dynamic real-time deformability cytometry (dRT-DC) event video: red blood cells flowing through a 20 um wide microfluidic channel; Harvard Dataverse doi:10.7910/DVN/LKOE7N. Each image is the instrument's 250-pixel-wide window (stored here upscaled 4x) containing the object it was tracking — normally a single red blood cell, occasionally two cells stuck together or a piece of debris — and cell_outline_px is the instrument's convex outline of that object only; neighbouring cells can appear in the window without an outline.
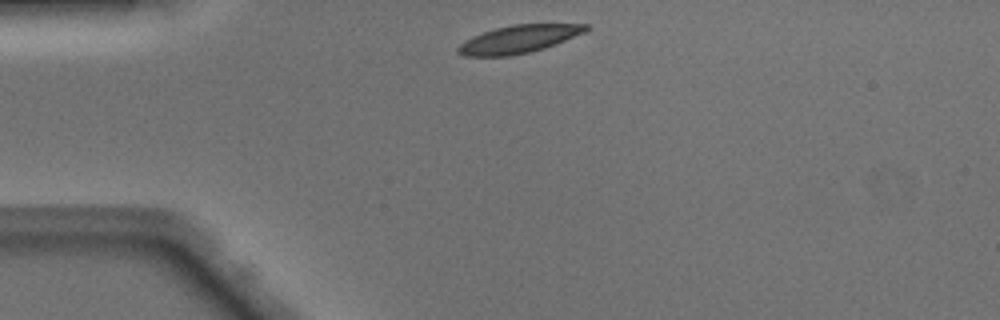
{"species": "Egyptian fruit bat (a non-hibernating species)", "species_latin": "Rousettus aegyptiacus", "temperature_condition": "warm", "stored_images_in_passage": 38, "camera_frame_rate_fps": 3000, "um_per_image_px": 0.085, "animal": {"sex": "male"}, "frame": {"image": 1, "passage_image": 1, "time_ms": 0.0, "image_size_px": [1000, 320], "cell_outline_px": [[588, 28], [584, 32], [544, 48], [512, 56], [464, 56], [456, 52], [456, 48], [464, 40], [472, 36], [496, 28], [512, 24], [588, 24]], "centroid_in_image_um": [44.02, 3.33], "position_along_channel_um": 41.0, "area_um2": 20.52}}
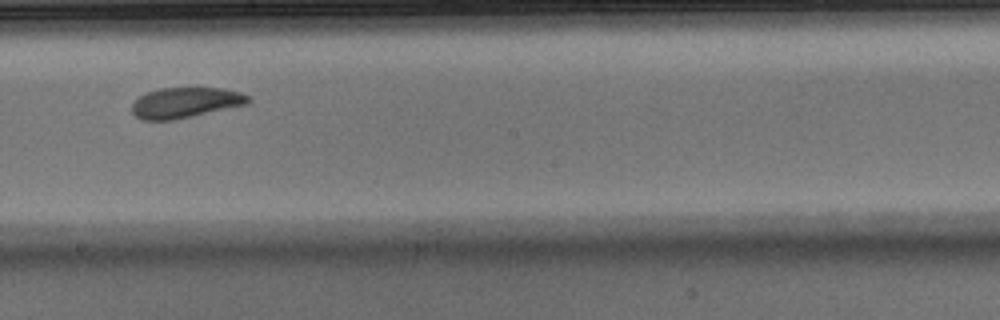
{"frame": {"image": 2, "passage_image": 17, "time_ms": 5.333, "image_size_px": [1000, 320], "cell_outline_px": [[252, 100], [248, 104], [176, 120], [140, 120], [132, 112], [132, 104], [140, 96], [148, 92], [160, 88], [224, 88], [240, 92], [248, 96]], "centroid_in_image_um": [15.78, 8.73], "position_along_channel_um": 232.4, "area_um2": 20.75}}
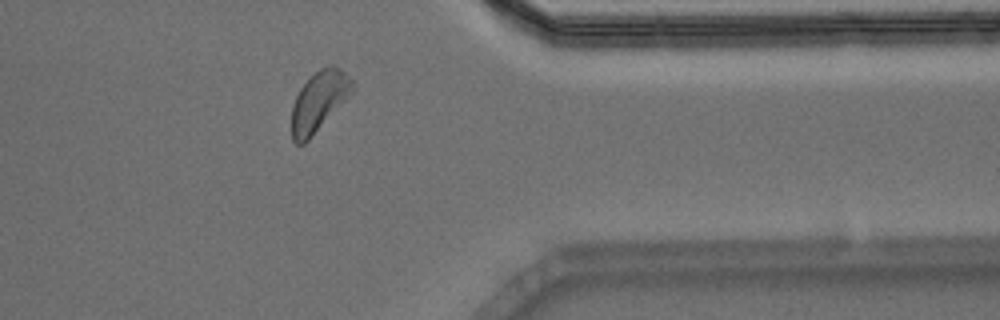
{"frame": {"image": 3, "passage_image": 29, "time_ms": 9.333, "image_size_px": [1000, 320], "cell_outline_px": [[356, 88], [308, 140], [304, 144], [296, 144], [292, 140], [292, 104], [300, 88], [320, 68], [328, 64], [332, 64], [340, 68], [352, 80]], "centroid_in_image_um": [27.11, 8.59], "position_along_channel_um": 384.3, "area_um2": 20.92}, "authors_computed_cell_mechanics": {"area_um2": 21.1548, "velocity_mm_per_s": 4.0968, "shape_relaxation_time_tau1_ms": 2.4932, "shape_relaxation_time_tau2_ms": 3.5642, "deformation_change_tau1": 0.1152, "deformation_change_tau2": 0.108}}